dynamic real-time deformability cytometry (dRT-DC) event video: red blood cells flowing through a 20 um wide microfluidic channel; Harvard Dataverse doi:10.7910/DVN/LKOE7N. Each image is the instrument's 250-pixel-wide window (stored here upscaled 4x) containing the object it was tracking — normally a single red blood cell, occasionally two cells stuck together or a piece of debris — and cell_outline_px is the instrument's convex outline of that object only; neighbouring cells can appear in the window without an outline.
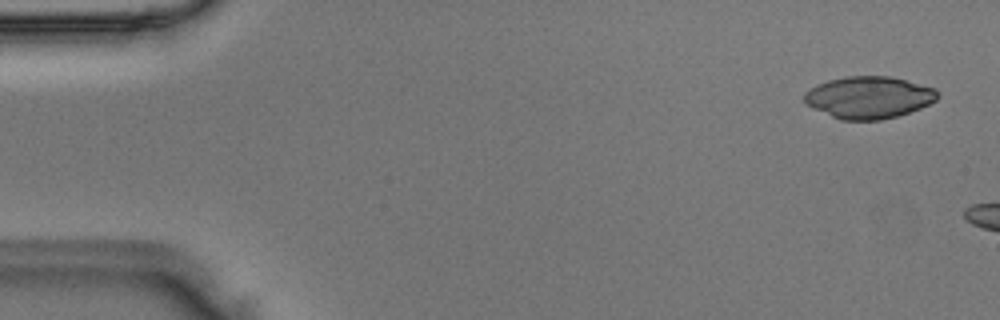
{"species": "Egyptian fruit bat (a non-hibernating species)", "species_latin": "Rousettus aegyptiacus", "temperature_condition": "room temperature", "stored_images_in_passage": 6, "camera_frame_rate_fps": 3000, "um_per_image_px": 0.085, "animal": {"sex": "male"}, "frame": {"image": 1, "passage_image": 2, "time_ms": 0.333, "image_size_px": [1000, 320], "cell_outline_px": [[940, 96], [936, 100], [920, 108], [896, 116], [880, 120], [840, 120], [812, 108], [804, 104], [804, 92], [816, 84], [828, 80], [844, 76], [892, 76], [936, 88], [940, 92]], "centroid_in_image_um": [73.83, 8.27], "position_along_channel_um": 11.2, "area_um2": 33.0}}